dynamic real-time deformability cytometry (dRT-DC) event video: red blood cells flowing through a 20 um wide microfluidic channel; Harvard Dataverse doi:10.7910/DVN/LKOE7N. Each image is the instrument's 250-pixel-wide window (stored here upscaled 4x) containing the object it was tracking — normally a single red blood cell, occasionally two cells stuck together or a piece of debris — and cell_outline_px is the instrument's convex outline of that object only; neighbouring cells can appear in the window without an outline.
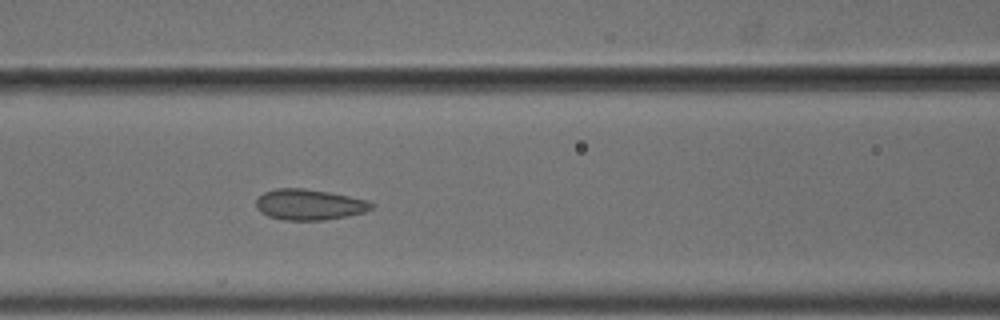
{"species": "common noctule bat (a hibernating species)", "species_latin": "Nyctalus noctula", "temperature_condition": "cold", "stored_images_in_passage": 6, "camera_frame_rate_fps": 3000, "um_per_image_px": 0.085, "animal": {"sex": "male", "body_mass_g": 18.8}, "frame": {"image": 1, "passage_image": 6, "time_ms": 1.667, "image_size_px": [1000, 320], "cell_outline_px": [[372, 208], [364, 212], [348, 216], [324, 220], [284, 220], [268, 216], [260, 212], [256, 208], [256, 200], [264, 192], [276, 188], [304, 188], [328, 192], [368, 200], [372, 204]], "centroid_in_image_um": [26.26, 17.39], "position_along_channel_um": 140.3, "area_um2": 20.63}}